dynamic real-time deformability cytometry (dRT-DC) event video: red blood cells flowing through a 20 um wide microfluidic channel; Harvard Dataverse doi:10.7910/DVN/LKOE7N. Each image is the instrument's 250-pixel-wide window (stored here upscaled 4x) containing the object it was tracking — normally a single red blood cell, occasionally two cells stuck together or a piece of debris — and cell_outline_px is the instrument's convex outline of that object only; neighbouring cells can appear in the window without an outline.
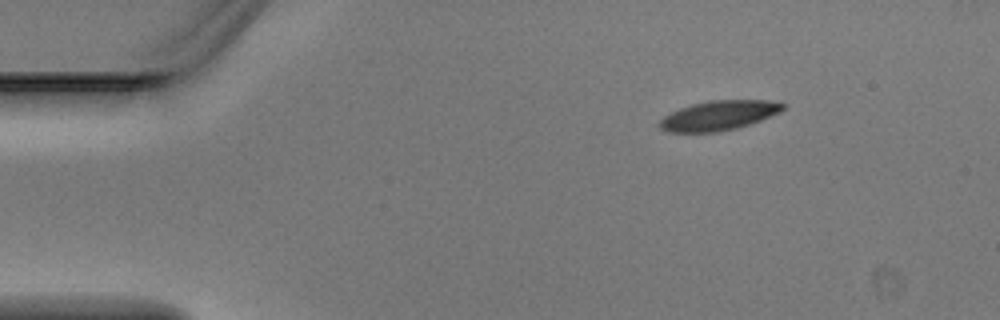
{"species": "Egyptian fruit bat (a non-hibernating species)", "species_latin": "Rousettus aegyptiacus", "temperature_condition": "warm", "stored_images_in_passage": 4, "camera_frame_rate_fps": 3000, "um_per_image_px": 0.085, "animal": {"sex": "male"}, "frame": {"image": 1, "passage_image": 1, "time_ms": 0.0, "image_size_px": [1000, 320], "cell_outline_px": [[788, 104], [780, 112], [760, 120], [736, 128], [716, 132], [668, 132], [660, 128], [656, 124], [664, 116], [680, 108], [692, 104], [708, 100], [768, 100]], "centroid_in_image_um": [61.08, 9.81], "position_along_channel_um": 23.9, "area_um2": 21.27}}
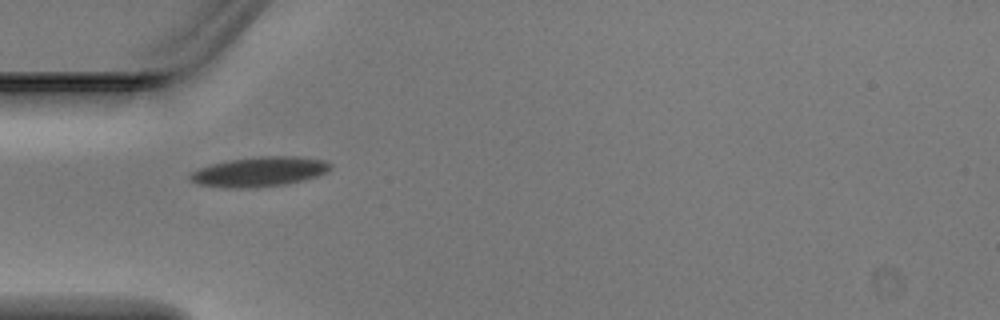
{"frame": {"image": 2, "passage_image": 3, "time_ms": 0.667, "image_size_px": [1000, 320], "cell_outline_px": [[332, 164], [324, 172], [316, 176], [304, 180], [288, 184], [252, 188], [224, 188], [200, 184], [192, 180], [188, 176], [192, 172], [200, 168], [212, 164], [228, 160], [256, 156], [300, 156], [324, 160]], "centroid_in_image_um": [22.05, 14.59], "position_along_channel_um": 63.0, "area_um2": 24.28}}
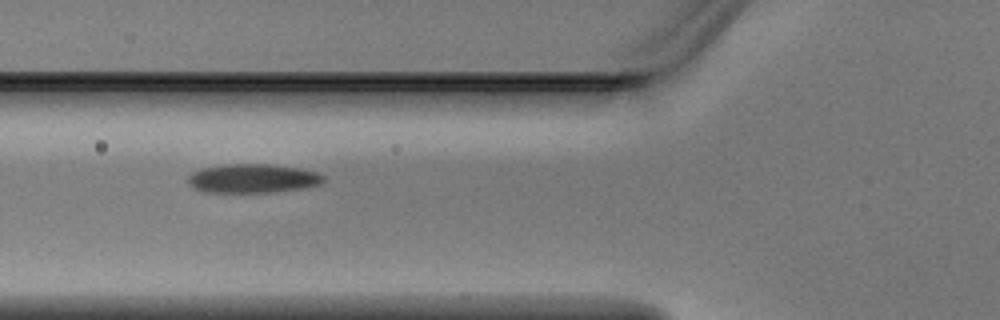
{"frame": {"image": 3, "passage_image": 4, "time_ms": 1.0, "image_size_px": [1000, 320], "cell_outline_px": [[324, 180], [320, 184], [300, 188], [272, 192], [204, 192], [188, 184], [188, 176], [192, 172], [200, 168], [224, 164], [268, 164], [300, 168], [316, 172], [324, 176]], "centroid_in_image_um": [21.44, 15.16], "position_along_channel_um": 104.4, "area_um2": 22.77}}